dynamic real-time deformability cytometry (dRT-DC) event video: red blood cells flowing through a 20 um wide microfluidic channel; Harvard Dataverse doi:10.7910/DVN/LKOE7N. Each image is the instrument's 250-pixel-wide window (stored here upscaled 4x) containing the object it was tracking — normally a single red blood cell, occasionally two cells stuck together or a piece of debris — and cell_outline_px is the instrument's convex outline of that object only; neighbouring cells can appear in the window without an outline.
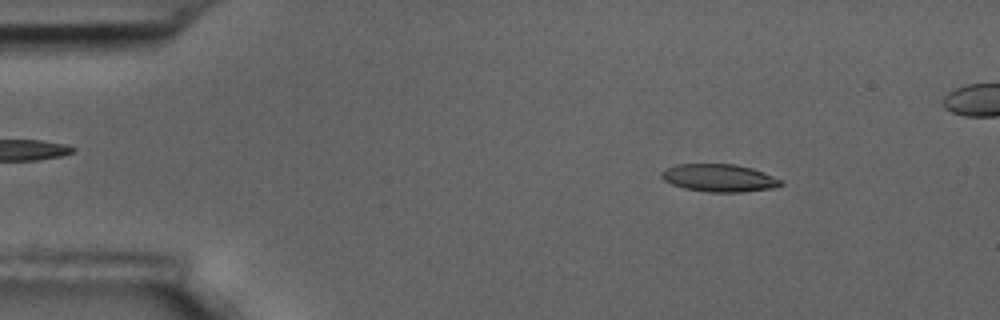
{"species": "common noctule bat (a hibernating species)", "species_latin": "Nyctalus noctula", "temperature_condition": "room temperature", "stored_images_in_passage": 54, "camera_frame_rate_fps": 3000, "um_per_image_px": 0.085, "animal": {"sex": "male", "body_mass_g": 17.5, "forearm_length_mm": 52.3}, "frame": {"image": 1, "passage_image": 8, "time_ms": 2.333, "image_size_px": [1000, 320], "cell_outline_px": [[784, 184], [772, 188], [740, 192], [708, 192], [684, 188], [672, 184], [664, 180], [660, 176], [660, 172], [676, 164], [736, 164], [752, 168], [764, 172], [780, 180]], "centroid_in_image_um": [61.11, 15.12], "position_along_channel_um": 23.9, "area_um2": 19.13}}
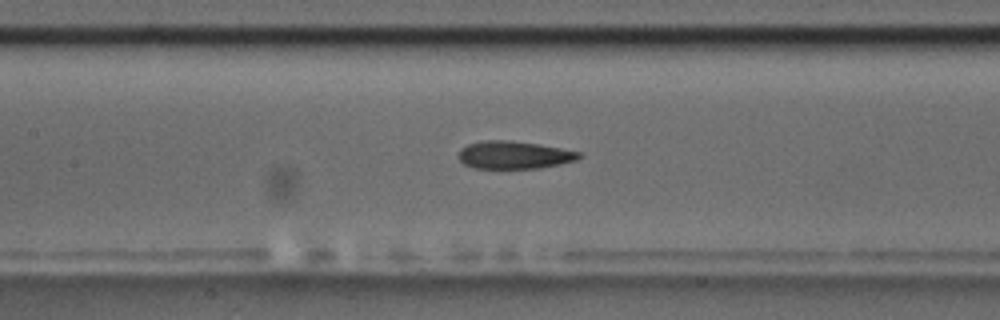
{"frame": {"image": 2, "passage_image": 26, "time_ms": 8.333, "image_size_px": [1000, 320], "cell_outline_px": [[580, 156], [576, 160], [560, 164], [540, 168], [472, 168], [464, 164], [460, 160], [460, 148], [468, 144], [484, 140], [508, 140], [536, 144], [560, 148], [580, 152]], "centroid_in_image_um": [43.67, 13.17], "position_along_channel_um": 163.7, "area_um2": 19.25}}
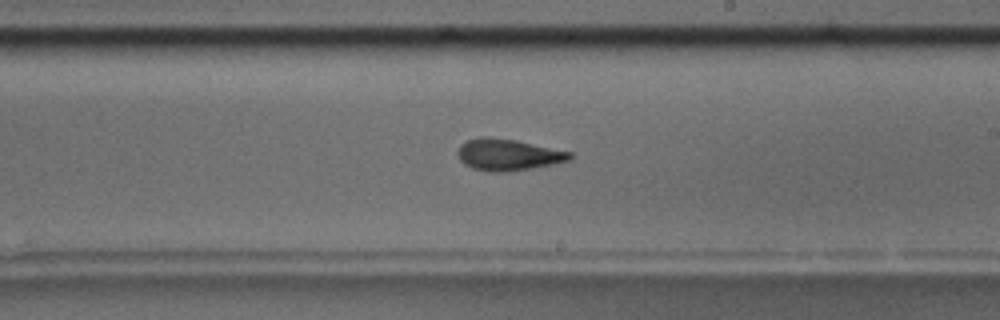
{"frame": {"image": 3, "passage_image": 33, "time_ms": 10.667, "image_size_px": [1000, 320], "cell_outline_px": [[572, 156], [568, 160], [552, 164], [532, 168], [508, 172], [492, 172], [472, 168], [464, 164], [460, 160], [456, 152], [460, 144], [468, 140], [480, 136], [484, 136], [516, 140], [572, 152]], "centroid_in_image_um": [43.14, 13.15], "position_along_channel_um": 245.9, "area_um2": 20.63}}